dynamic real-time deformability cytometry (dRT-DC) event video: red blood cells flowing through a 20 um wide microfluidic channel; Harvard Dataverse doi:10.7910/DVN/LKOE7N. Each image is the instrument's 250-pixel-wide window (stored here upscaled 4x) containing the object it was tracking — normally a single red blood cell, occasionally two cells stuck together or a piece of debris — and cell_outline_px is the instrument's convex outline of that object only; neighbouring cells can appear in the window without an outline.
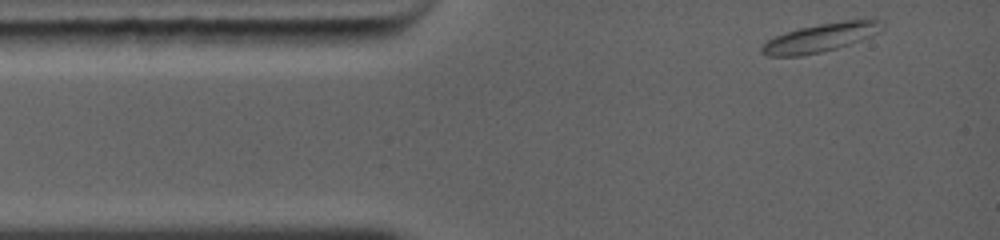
{"species": "common noctule bat (a hibernating species)", "species_latin": "Nyctalus noctula", "temperature_condition": "warm", "stored_images_in_passage": 35, "camera_frame_rate_fps": 5000, "um_per_image_px": 0.085, "animal": {"sex": "female", "body_mass_g": 19.0, "forearm_length_mm": 56.7}, "frame": {"image": 1, "passage_image": 1, "time_ms": 0.0, "image_size_px": [1000, 240], "cell_outline_px": [[884, 28], [880, 32], [860, 40], [836, 48], [804, 56], [768, 56], [760, 52], [760, 48], [768, 40], [776, 36], [800, 28], [820, 24], [844, 20], [872, 16], [880, 20]], "centroid_in_image_um": [69.84, 3.17], "position_along_channel_um": 15.2, "area_um2": 20.17}}
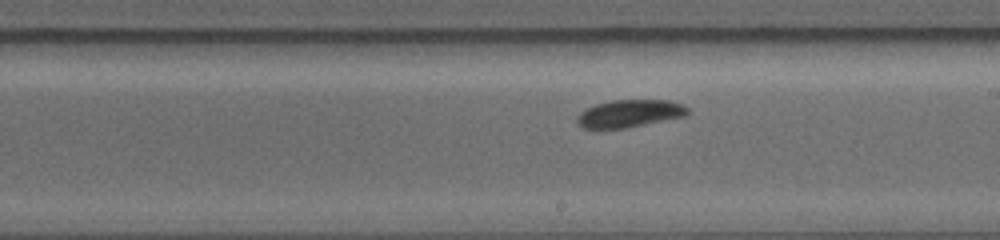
{"frame": {"image": 2, "passage_image": 20, "time_ms": 6.2, "image_size_px": [1000, 240], "cell_outline_px": [[688, 112], [684, 116], [628, 128], [584, 128], [576, 124], [576, 116], [580, 112], [596, 104], [612, 100], [668, 100], [684, 104], [688, 108]], "centroid_in_image_um": [53.5, 9.65], "position_along_channel_um": 235.5, "area_um2": 17.74}}
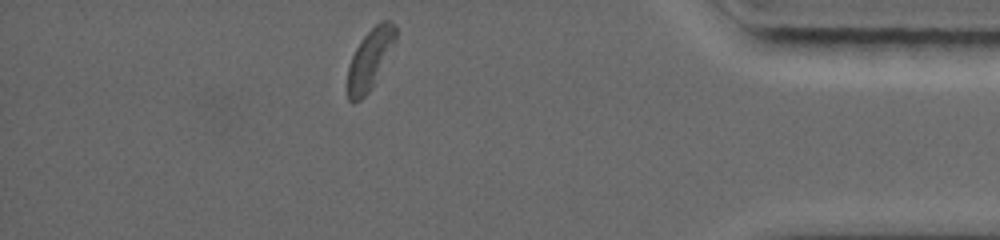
{"frame": {"image": 3, "passage_image": 35, "time_ms": 11.0, "image_size_px": [1000, 240], "cell_outline_px": [[396, 40], [368, 92], [360, 100], [352, 104], [348, 100], [348, 68], [352, 56], [360, 40], [380, 20], [392, 20], [396, 24]], "centroid_in_image_um": [31.44, 4.99], "position_along_channel_um": 403.8, "area_um2": 16.47}, "authors_computed_cell_mechanics": {"area_um2": 18.0914, "velocity_mm_per_s": 4.2999, "shape_relaxation_time_tau1_ms": 4.6339, "shape_relaxation_time_tau2_ms": null, "deformation_change_tau1": 0.1143, "deformation_change_tau2": null}}